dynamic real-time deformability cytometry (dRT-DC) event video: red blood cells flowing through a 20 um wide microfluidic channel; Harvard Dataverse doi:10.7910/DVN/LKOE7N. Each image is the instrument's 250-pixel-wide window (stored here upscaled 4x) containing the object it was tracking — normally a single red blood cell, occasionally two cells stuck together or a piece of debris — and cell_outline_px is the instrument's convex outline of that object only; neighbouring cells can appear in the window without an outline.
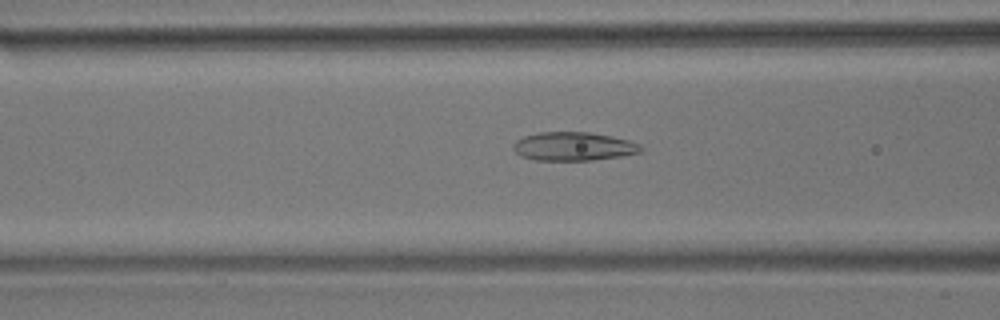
{"species": "common noctule bat (a hibernating species)", "species_latin": "Nyctalus noctula", "temperature_condition": "room temperature", "stored_images_in_passage": 57, "camera_frame_rate_fps": 3000, "um_per_image_px": 0.085, "animal": {"sex": "male", "body_mass_g": 17.9}, "frame": {"image": 1, "passage_image": 22, "time_ms": 7.0, "image_size_px": [1000, 320], "cell_outline_px": [[644, 148], [640, 152], [620, 156], [592, 160], [536, 160], [520, 156], [512, 148], [512, 144], [516, 140], [524, 136], [536, 132], [588, 132], [612, 136], [628, 140], [640, 144]], "centroid_in_image_um": [48.72, 12.44], "position_along_channel_um": 117.9, "area_um2": 21.33}}
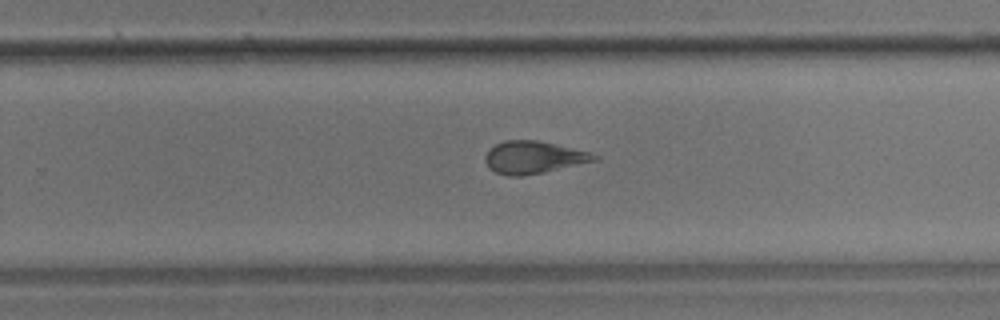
{"frame": {"image": 2, "passage_image": 36, "time_ms": 11.667, "image_size_px": [1000, 320], "cell_outline_px": [[600, 160], [544, 172], [524, 176], [508, 176], [496, 172], [488, 168], [484, 160], [484, 156], [496, 144], [504, 140], [536, 140], [592, 152], [600, 156]], "centroid_in_image_um": [45.39, 13.38], "position_along_channel_um": 284.4, "area_um2": 20.75}}
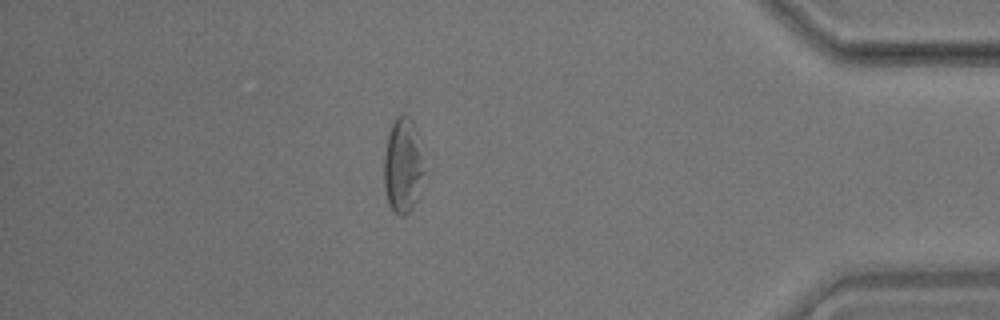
{"frame": {"image": 3, "passage_image": 49, "time_ms": 16.0, "image_size_px": [1000, 320], "cell_outline_px": [[424, 172], [416, 200], [408, 212], [404, 216], [400, 216], [388, 204], [384, 188], [384, 156], [388, 132], [392, 120], [396, 116], [408, 116], [412, 120], [416, 128]], "centroid_in_image_um": [34.21, 14.05], "position_along_channel_um": 401.0, "area_um2": 22.02}, "authors_computed_cell_mechanics": {"area_um2": 21.8484, "velocity_mm_per_s": 3.5671, "shape_relaxation_time_tau1_ms": 8.6112, "shape_relaxation_time_tau2_ms": 1.6407, "deformation_change_tau1": 0.2025, "deformation_change_tau2": 0.0947}}